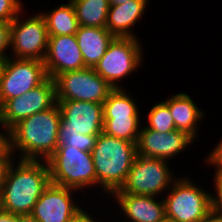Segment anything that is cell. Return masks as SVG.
Wrapping results in <instances>:
<instances>
[{
  "label": "cell",
  "instance_id": "cell-1",
  "mask_svg": "<svg viewBox=\"0 0 222 222\" xmlns=\"http://www.w3.org/2000/svg\"><path fill=\"white\" fill-rule=\"evenodd\" d=\"M60 124L61 111L57 103L20 120L8 131L10 152L13 156L18 152L15 157L18 159L46 161L58 146Z\"/></svg>",
  "mask_w": 222,
  "mask_h": 222
},
{
  "label": "cell",
  "instance_id": "cell-2",
  "mask_svg": "<svg viewBox=\"0 0 222 222\" xmlns=\"http://www.w3.org/2000/svg\"><path fill=\"white\" fill-rule=\"evenodd\" d=\"M15 160L7 171L0 194V209L16 215L31 214L51 183L49 167L45 160Z\"/></svg>",
  "mask_w": 222,
  "mask_h": 222
},
{
  "label": "cell",
  "instance_id": "cell-3",
  "mask_svg": "<svg viewBox=\"0 0 222 222\" xmlns=\"http://www.w3.org/2000/svg\"><path fill=\"white\" fill-rule=\"evenodd\" d=\"M92 157L97 175V186L111 196L124 185L128 172L137 156L136 143L106 135L97 137L92 149Z\"/></svg>",
  "mask_w": 222,
  "mask_h": 222
},
{
  "label": "cell",
  "instance_id": "cell-4",
  "mask_svg": "<svg viewBox=\"0 0 222 222\" xmlns=\"http://www.w3.org/2000/svg\"><path fill=\"white\" fill-rule=\"evenodd\" d=\"M52 184L81 191L97 188V175L91 152L74 147H57L46 160Z\"/></svg>",
  "mask_w": 222,
  "mask_h": 222
},
{
  "label": "cell",
  "instance_id": "cell-5",
  "mask_svg": "<svg viewBox=\"0 0 222 222\" xmlns=\"http://www.w3.org/2000/svg\"><path fill=\"white\" fill-rule=\"evenodd\" d=\"M165 193L166 219L174 222H200L211 210V192L195 185L188 176L178 177Z\"/></svg>",
  "mask_w": 222,
  "mask_h": 222
},
{
  "label": "cell",
  "instance_id": "cell-6",
  "mask_svg": "<svg viewBox=\"0 0 222 222\" xmlns=\"http://www.w3.org/2000/svg\"><path fill=\"white\" fill-rule=\"evenodd\" d=\"M142 46L139 38L115 37L93 69L113 89L123 88L122 79L137 73L143 64Z\"/></svg>",
  "mask_w": 222,
  "mask_h": 222
},
{
  "label": "cell",
  "instance_id": "cell-7",
  "mask_svg": "<svg viewBox=\"0 0 222 222\" xmlns=\"http://www.w3.org/2000/svg\"><path fill=\"white\" fill-rule=\"evenodd\" d=\"M169 165L167 160L137 155L124 185L114 193L161 196L178 178Z\"/></svg>",
  "mask_w": 222,
  "mask_h": 222
},
{
  "label": "cell",
  "instance_id": "cell-8",
  "mask_svg": "<svg viewBox=\"0 0 222 222\" xmlns=\"http://www.w3.org/2000/svg\"><path fill=\"white\" fill-rule=\"evenodd\" d=\"M19 14L10 28L9 56L17 59H36L44 61L48 50V32L45 18L39 13L29 18ZM13 55V56H11Z\"/></svg>",
  "mask_w": 222,
  "mask_h": 222
},
{
  "label": "cell",
  "instance_id": "cell-9",
  "mask_svg": "<svg viewBox=\"0 0 222 222\" xmlns=\"http://www.w3.org/2000/svg\"><path fill=\"white\" fill-rule=\"evenodd\" d=\"M53 80L56 100L88 101L103 104L113 90L90 67L61 73Z\"/></svg>",
  "mask_w": 222,
  "mask_h": 222
},
{
  "label": "cell",
  "instance_id": "cell-10",
  "mask_svg": "<svg viewBox=\"0 0 222 222\" xmlns=\"http://www.w3.org/2000/svg\"><path fill=\"white\" fill-rule=\"evenodd\" d=\"M48 78L44 61L36 59H6L0 80V106L21 96Z\"/></svg>",
  "mask_w": 222,
  "mask_h": 222
},
{
  "label": "cell",
  "instance_id": "cell-11",
  "mask_svg": "<svg viewBox=\"0 0 222 222\" xmlns=\"http://www.w3.org/2000/svg\"><path fill=\"white\" fill-rule=\"evenodd\" d=\"M57 103L54 80L48 77L42 84L9 99L0 106V119L6 130H10L20 120L46 111Z\"/></svg>",
  "mask_w": 222,
  "mask_h": 222
},
{
  "label": "cell",
  "instance_id": "cell-12",
  "mask_svg": "<svg viewBox=\"0 0 222 222\" xmlns=\"http://www.w3.org/2000/svg\"><path fill=\"white\" fill-rule=\"evenodd\" d=\"M57 104L61 111L59 131H75L83 135L103 132V104L74 100H57Z\"/></svg>",
  "mask_w": 222,
  "mask_h": 222
},
{
  "label": "cell",
  "instance_id": "cell-13",
  "mask_svg": "<svg viewBox=\"0 0 222 222\" xmlns=\"http://www.w3.org/2000/svg\"><path fill=\"white\" fill-rule=\"evenodd\" d=\"M193 142L194 139L184 131L159 133L142 126L136 143L137 155L171 162V158L187 150Z\"/></svg>",
  "mask_w": 222,
  "mask_h": 222
},
{
  "label": "cell",
  "instance_id": "cell-14",
  "mask_svg": "<svg viewBox=\"0 0 222 222\" xmlns=\"http://www.w3.org/2000/svg\"><path fill=\"white\" fill-rule=\"evenodd\" d=\"M78 190L50 183L35 203L31 215L39 222H69L80 210L74 193ZM79 204V205H78Z\"/></svg>",
  "mask_w": 222,
  "mask_h": 222
},
{
  "label": "cell",
  "instance_id": "cell-15",
  "mask_svg": "<svg viewBox=\"0 0 222 222\" xmlns=\"http://www.w3.org/2000/svg\"><path fill=\"white\" fill-rule=\"evenodd\" d=\"M44 65L48 77L52 79L64 72L85 68L76 36H49Z\"/></svg>",
  "mask_w": 222,
  "mask_h": 222
},
{
  "label": "cell",
  "instance_id": "cell-16",
  "mask_svg": "<svg viewBox=\"0 0 222 222\" xmlns=\"http://www.w3.org/2000/svg\"><path fill=\"white\" fill-rule=\"evenodd\" d=\"M109 198H115L119 204L123 220L126 218L123 222H163L166 219L163 198L129 193H113Z\"/></svg>",
  "mask_w": 222,
  "mask_h": 222
},
{
  "label": "cell",
  "instance_id": "cell-17",
  "mask_svg": "<svg viewBox=\"0 0 222 222\" xmlns=\"http://www.w3.org/2000/svg\"><path fill=\"white\" fill-rule=\"evenodd\" d=\"M149 0H130L124 4L110 6L106 28L114 37L138 38L133 27L142 20Z\"/></svg>",
  "mask_w": 222,
  "mask_h": 222
},
{
  "label": "cell",
  "instance_id": "cell-18",
  "mask_svg": "<svg viewBox=\"0 0 222 222\" xmlns=\"http://www.w3.org/2000/svg\"><path fill=\"white\" fill-rule=\"evenodd\" d=\"M163 102L169 107L176 130L186 132L195 140L198 137V126L205 114L196 105L194 99L189 94L181 92L168 97Z\"/></svg>",
  "mask_w": 222,
  "mask_h": 222
},
{
  "label": "cell",
  "instance_id": "cell-19",
  "mask_svg": "<svg viewBox=\"0 0 222 222\" xmlns=\"http://www.w3.org/2000/svg\"><path fill=\"white\" fill-rule=\"evenodd\" d=\"M85 67L94 68L115 38L106 27L79 26L75 34Z\"/></svg>",
  "mask_w": 222,
  "mask_h": 222
},
{
  "label": "cell",
  "instance_id": "cell-20",
  "mask_svg": "<svg viewBox=\"0 0 222 222\" xmlns=\"http://www.w3.org/2000/svg\"><path fill=\"white\" fill-rule=\"evenodd\" d=\"M40 14L45 18L48 36L75 35L79 27L72 2L53 7L50 12L43 10Z\"/></svg>",
  "mask_w": 222,
  "mask_h": 222
},
{
  "label": "cell",
  "instance_id": "cell-21",
  "mask_svg": "<svg viewBox=\"0 0 222 222\" xmlns=\"http://www.w3.org/2000/svg\"><path fill=\"white\" fill-rule=\"evenodd\" d=\"M79 26L105 27L109 0H70Z\"/></svg>",
  "mask_w": 222,
  "mask_h": 222
},
{
  "label": "cell",
  "instance_id": "cell-22",
  "mask_svg": "<svg viewBox=\"0 0 222 222\" xmlns=\"http://www.w3.org/2000/svg\"><path fill=\"white\" fill-rule=\"evenodd\" d=\"M127 88L113 89L103 103L104 118L114 116H141L137 100L132 98Z\"/></svg>",
  "mask_w": 222,
  "mask_h": 222
},
{
  "label": "cell",
  "instance_id": "cell-23",
  "mask_svg": "<svg viewBox=\"0 0 222 222\" xmlns=\"http://www.w3.org/2000/svg\"><path fill=\"white\" fill-rule=\"evenodd\" d=\"M140 118V116L104 118L103 132L118 139L137 143L142 121Z\"/></svg>",
  "mask_w": 222,
  "mask_h": 222
},
{
  "label": "cell",
  "instance_id": "cell-24",
  "mask_svg": "<svg viewBox=\"0 0 222 222\" xmlns=\"http://www.w3.org/2000/svg\"><path fill=\"white\" fill-rule=\"evenodd\" d=\"M147 116L148 123L145 126L159 133L176 130L169 107L162 101L153 105Z\"/></svg>",
  "mask_w": 222,
  "mask_h": 222
},
{
  "label": "cell",
  "instance_id": "cell-25",
  "mask_svg": "<svg viewBox=\"0 0 222 222\" xmlns=\"http://www.w3.org/2000/svg\"><path fill=\"white\" fill-rule=\"evenodd\" d=\"M98 135H83L75 131H59L57 147H74L84 152H92Z\"/></svg>",
  "mask_w": 222,
  "mask_h": 222
},
{
  "label": "cell",
  "instance_id": "cell-26",
  "mask_svg": "<svg viewBox=\"0 0 222 222\" xmlns=\"http://www.w3.org/2000/svg\"><path fill=\"white\" fill-rule=\"evenodd\" d=\"M21 0H0V21L11 23L25 8Z\"/></svg>",
  "mask_w": 222,
  "mask_h": 222
},
{
  "label": "cell",
  "instance_id": "cell-27",
  "mask_svg": "<svg viewBox=\"0 0 222 222\" xmlns=\"http://www.w3.org/2000/svg\"><path fill=\"white\" fill-rule=\"evenodd\" d=\"M215 194L211 195L212 210L222 214V172H214L212 175Z\"/></svg>",
  "mask_w": 222,
  "mask_h": 222
},
{
  "label": "cell",
  "instance_id": "cell-28",
  "mask_svg": "<svg viewBox=\"0 0 222 222\" xmlns=\"http://www.w3.org/2000/svg\"><path fill=\"white\" fill-rule=\"evenodd\" d=\"M10 28L11 23L0 21V57H9L7 50H10Z\"/></svg>",
  "mask_w": 222,
  "mask_h": 222
},
{
  "label": "cell",
  "instance_id": "cell-29",
  "mask_svg": "<svg viewBox=\"0 0 222 222\" xmlns=\"http://www.w3.org/2000/svg\"><path fill=\"white\" fill-rule=\"evenodd\" d=\"M207 165L214 166V172H222V139L212 148L208 157H205Z\"/></svg>",
  "mask_w": 222,
  "mask_h": 222
},
{
  "label": "cell",
  "instance_id": "cell-30",
  "mask_svg": "<svg viewBox=\"0 0 222 222\" xmlns=\"http://www.w3.org/2000/svg\"><path fill=\"white\" fill-rule=\"evenodd\" d=\"M14 159L15 156H13L9 149L5 153L0 154V194L4 186L7 171Z\"/></svg>",
  "mask_w": 222,
  "mask_h": 222
},
{
  "label": "cell",
  "instance_id": "cell-31",
  "mask_svg": "<svg viewBox=\"0 0 222 222\" xmlns=\"http://www.w3.org/2000/svg\"><path fill=\"white\" fill-rule=\"evenodd\" d=\"M85 208H81L78 212L70 219L69 222H101L100 219L98 221L97 218H94L93 214L87 212ZM96 219V220H95Z\"/></svg>",
  "mask_w": 222,
  "mask_h": 222
},
{
  "label": "cell",
  "instance_id": "cell-32",
  "mask_svg": "<svg viewBox=\"0 0 222 222\" xmlns=\"http://www.w3.org/2000/svg\"><path fill=\"white\" fill-rule=\"evenodd\" d=\"M0 130V154H3L9 149V134L1 119Z\"/></svg>",
  "mask_w": 222,
  "mask_h": 222
},
{
  "label": "cell",
  "instance_id": "cell-33",
  "mask_svg": "<svg viewBox=\"0 0 222 222\" xmlns=\"http://www.w3.org/2000/svg\"><path fill=\"white\" fill-rule=\"evenodd\" d=\"M200 222H222V214L211 210Z\"/></svg>",
  "mask_w": 222,
  "mask_h": 222
},
{
  "label": "cell",
  "instance_id": "cell-34",
  "mask_svg": "<svg viewBox=\"0 0 222 222\" xmlns=\"http://www.w3.org/2000/svg\"><path fill=\"white\" fill-rule=\"evenodd\" d=\"M0 222H17V215L0 209Z\"/></svg>",
  "mask_w": 222,
  "mask_h": 222
},
{
  "label": "cell",
  "instance_id": "cell-35",
  "mask_svg": "<svg viewBox=\"0 0 222 222\" xmlns=\"http://www.w3.org/2000/svg\"><path fill=\"white\" fill-rule=\"evenodd\" d=\"M17 222H39L31 214L17 215Z\"/></svg>",
  "mask_w": 222,
  "mask_h": 222
},
{
  "label": "cell",
  "instance_id": "cell-36",
  "mask_svg": "<svg viewBox=\"0 0 222 222\" xmlns=\"http://www.w3.org/2000/svg\"><path fill=\"white\" fill-rule=\"evenodd\" d=\"M130 0H109L110 6L120 5L128 2Z\"/></svg>",
  "mask_w": 222,
  "mask_h": 222
},
{
  "label": "cell",
  "instance_id": "cell-37",
  "mask_svg": "<svg viewBox=\"0 0 222 222\" xmlns=\"http://www.w3.org/2000/svg\"><path fill=\"white\" fill-rule=\"evenodd\" d=\"M6 59L7 58L0 57V80H1V75H2V71H3L4 65H5Z\"/></svg>",
  "mask_w": 222,
  "mask_h": 222
},
{
  "label": "cell",
  "instance_id": "cell-38",
  "mask_svg": "<svg viewBox=\"0 0 222 222\" xmlns=\"http://www.w3.org/2000/svg\"><path fill=\"white\" fill-rule=\"evenodd\" d=\"M163 222H174V221H171V220L165 219Z\"/></svg>",
  "mask_w": 222,
  "mask_h": 222
}]
</instances>
